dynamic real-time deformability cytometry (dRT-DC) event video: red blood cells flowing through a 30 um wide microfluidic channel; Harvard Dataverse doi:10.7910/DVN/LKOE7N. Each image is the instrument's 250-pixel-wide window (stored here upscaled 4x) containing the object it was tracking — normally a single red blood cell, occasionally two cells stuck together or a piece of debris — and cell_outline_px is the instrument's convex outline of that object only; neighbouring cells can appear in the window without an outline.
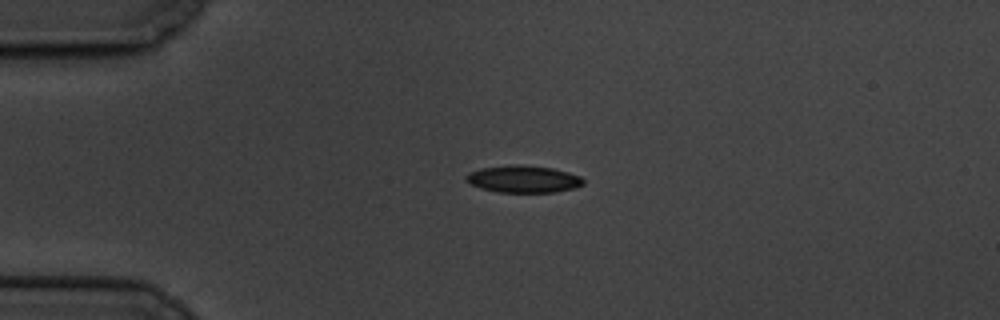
{"species": "common noctule bat (a hibernating species)", "species_latin": "Nyctalus noctula", "temperature_condition": "cold", "stored_images_in_passage": 4, "camera_frame_rate_fps": 3000, "um_per_image_px": 0.085, "animal": {"sex": "male", "body_mass_g": 19.5, "forearm_length_mm": 54.6}, "frame": {"image": 1, "passage_image": 4, "time_ms": 3.333, "image_size_px": [1000, 320], "cell_outline_px": [[584, 184], [576, 188], [556, 192], [496, 192], [480, 188], [464, 180], [464, 176], [468, 172], [480, 168], [512, 164], [520, 164], [552, 168], [568, 172], [580, 176], [584, 180]], "centroid_in_image_um": [44.46, 15.21], "position_along_channel_um": 40.5, "area_um2": 18.79}}